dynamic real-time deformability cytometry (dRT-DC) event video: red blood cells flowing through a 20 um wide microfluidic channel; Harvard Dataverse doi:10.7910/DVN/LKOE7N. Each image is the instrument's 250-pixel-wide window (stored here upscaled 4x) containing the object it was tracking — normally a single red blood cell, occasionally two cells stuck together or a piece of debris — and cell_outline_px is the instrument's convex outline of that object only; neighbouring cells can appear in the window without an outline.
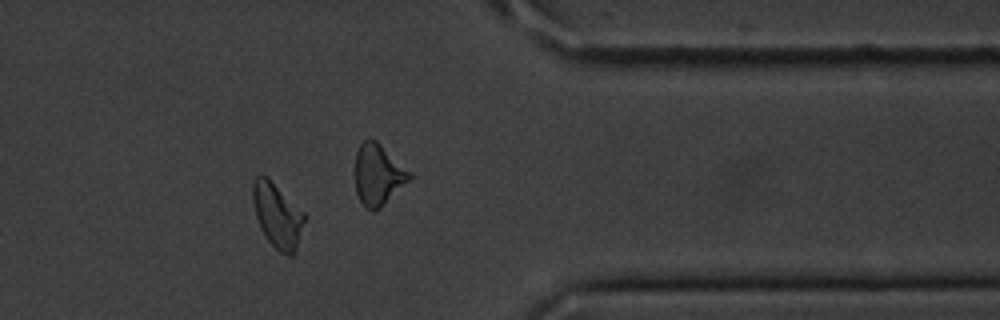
{"species": "common noctule bat (a hibernating species)", "species_latin": "Nyctalus noctula", "temperature_condition": "cold", "stored_images_in_passage": 41, "camera_frame_rate_fps": 3000, "um_per_image_px": 0.085, "animal": {"sex": "male", "body_mass_g": 20.1, "forearm_length_mm": 53.5}, "frame": {"image": 1, "passage_image": 30, "time_ms": 9.667, "image_size_px": [1000, 320], "cell_outline_px": [[304, 220], [292, 256], [288, 256], [280, 252], [268, 240], [260, 228], [256, 216], [252, 200], [252, 184], [256, 176], [260, 172], [268, 176], [304, 212]], "centroid_in_image_um": [23.52, 18.22], "position_along_channel_um": 387.9, "area_um2": 19.25}, "authors_computed_cell_mechanics": {"area_um2": 19.2474, "velocity_mm_per_s": 3.5389, "shape_relaxation_time_tau1_ms": 4.4727, "shape_relaxation_time_tau2_ms": 5.6063, "deformation_change_tau1": 0.1436, "deformation_change_tau2": 0.1171}}